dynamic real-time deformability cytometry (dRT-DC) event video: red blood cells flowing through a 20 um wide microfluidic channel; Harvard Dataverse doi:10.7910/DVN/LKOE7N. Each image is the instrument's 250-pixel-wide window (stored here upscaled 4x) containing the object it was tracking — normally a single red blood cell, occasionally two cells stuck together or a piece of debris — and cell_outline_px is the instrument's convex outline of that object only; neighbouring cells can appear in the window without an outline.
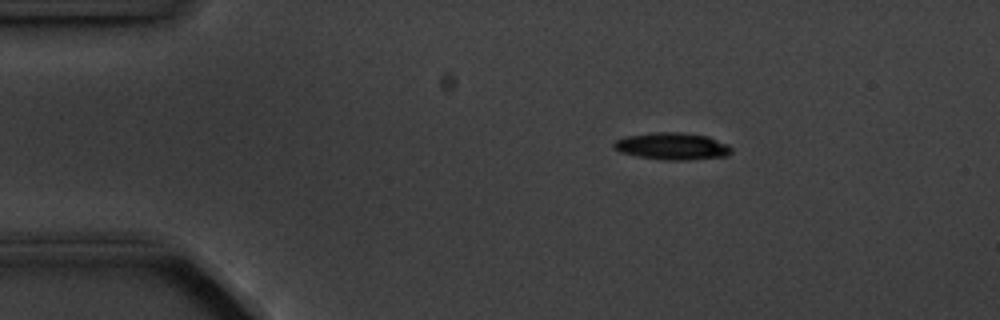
{"species": "common noctule bat (a hibernating species)", "species_latin": "Nyctalus noctula", "temperature_condition": "cold", "stored_images_in_passage": 5, "camera_frame_rate_fps": 3000, "um_per_image_px": 0.085, "animal": {"sex": "male", "body_mass_g": 20.1, "forearm_length_mm": 53.5}, "frame": {"image": 1, "passage_image": 2, "time_ms": 1.0, "image_size_px": [1000, 320], "cell_outline_px": [[732, 152], [728, 156], [688, 160], [664, 160], [640, 156], [620, 152], [612, 148], [612, 144], [616, 140], [628, 136], [652, 132], [680, 132], [708, 136], [728, 144], [732, 148]], "centroid_in_image_um": [57.16, 12.43], "position_along_channel_um": 27.8, "area_um2": 18.61}}
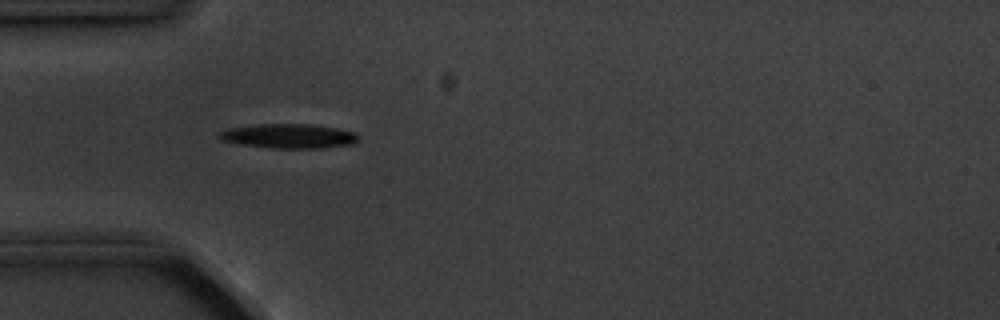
{"frame": {"image": 2, "passage_image": 4, "time_ms": 3.333, "image_size_px": [1000, 320], "cell_outline_px": [[360, 136], [352, 144], [320, 148], [272, 148], [240, 144], [220, 140], [220, 132], [228, 128], [260, 124], [308, 124], [336, 128], [356, 132]], "centroid_in_image_um": [24.56, 11.56], "position_along_channel_um": 60.4, "area_um2": 19.65}}